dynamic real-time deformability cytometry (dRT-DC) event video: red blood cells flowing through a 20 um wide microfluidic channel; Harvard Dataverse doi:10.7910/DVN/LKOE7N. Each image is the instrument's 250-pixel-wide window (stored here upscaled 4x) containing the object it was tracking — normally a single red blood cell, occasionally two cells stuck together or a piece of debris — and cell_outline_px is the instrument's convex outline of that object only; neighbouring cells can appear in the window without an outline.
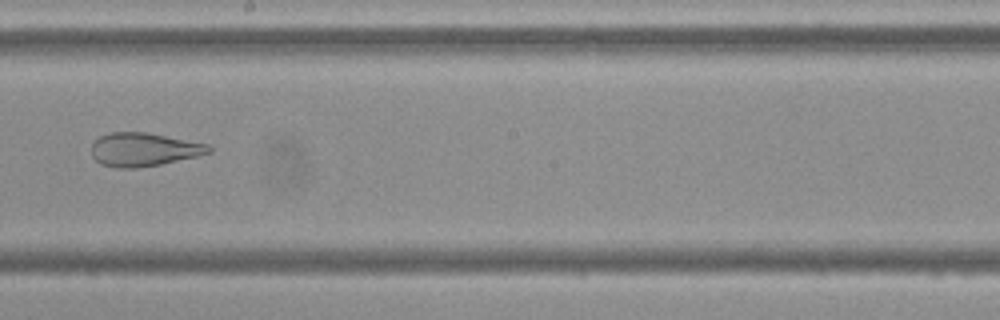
{"species": "Egyptian fruit bat (a non-hibernating species)", "species_latin": "Rousettus aegyptiacus", "temperature_condition": "cold", "stored_images_in_passage": 9, "camera_frame_rate_fps": 3000, "um_per_image_px": 0.085, "frame": {"image": 1, "passage_image": 9, "time_ms": 10.333, "image_size_px": [1000, 320], "cell_outline_px": [[212, 152], [196, 156], [160, 164], [136, 168], [116, 168], [100, 164], [92, 156], [92, 144], [100, 136], [112, 132], [148, 132], [208, 144], [212, 148]], "centroid_in_image_um": [12.21, 12.71], "position_along_channel_um": 236.0, "area_um2": 22.83}}